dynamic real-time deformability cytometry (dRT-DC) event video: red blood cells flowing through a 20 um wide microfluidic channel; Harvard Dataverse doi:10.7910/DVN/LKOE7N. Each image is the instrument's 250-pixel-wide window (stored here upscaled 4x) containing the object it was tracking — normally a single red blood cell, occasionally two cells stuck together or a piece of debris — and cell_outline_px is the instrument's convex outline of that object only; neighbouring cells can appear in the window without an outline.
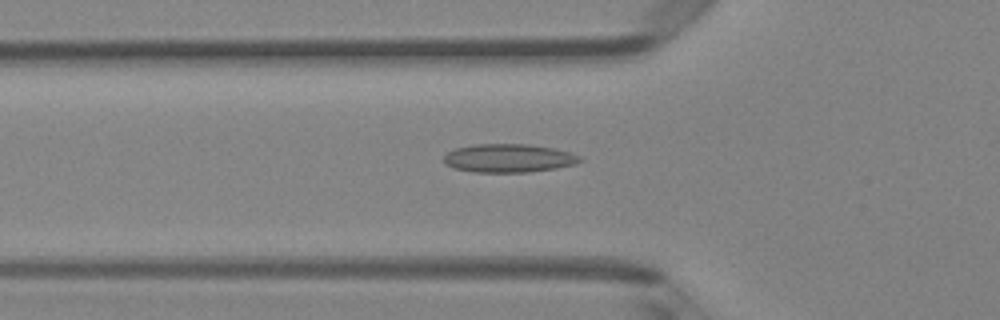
{"species": "Egyptian fruit bat (a non-hibernating species)", "species_latin": "Rousettus aegyptiacus", "temperature_condition": "room temperature", "stored_images_in_passage": 49, "camera_frame_rate_fps": 3000, "um_per_image_px": 0.085, "animal": {"sex": "female"}, "frame": {"image": 1, "passage_image": 17, "time_ms": 5.333, "image_size_px": [1000, 320], "cell_outline_px": [[584, 160], [576, 164], [556, 168], [528, 172], [472, 172], [456, 168], [444, 164], [444, 156], [448, 152], [456, 148], [476, 144], [528, 144], [552, 148], [568, 152], [580, 156]], "centroid_in_image_um": [43.24, 13.45], "position_along_channel_um": 82.6, "area_um2": 22.48}}
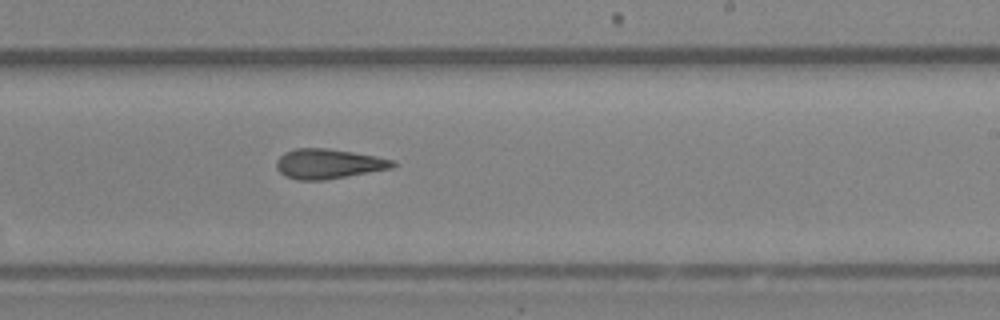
{"frame": {"image": 2, "passage_image": 30, "time_ms": 9.667, "image_size_px": [1000, 320], "cell_outline_px": [[396, 164], [392, 168], [324, 180], [296, 180], [284, 176], [276, 168], [276, 160], [284, 152], [296, 148], [328, 148], [376, 156], [392, 160]], "centroid_in_image_um": [27.86, 13.92], "position_along_channel_um": 261.1, "area_um2": 20.17}}
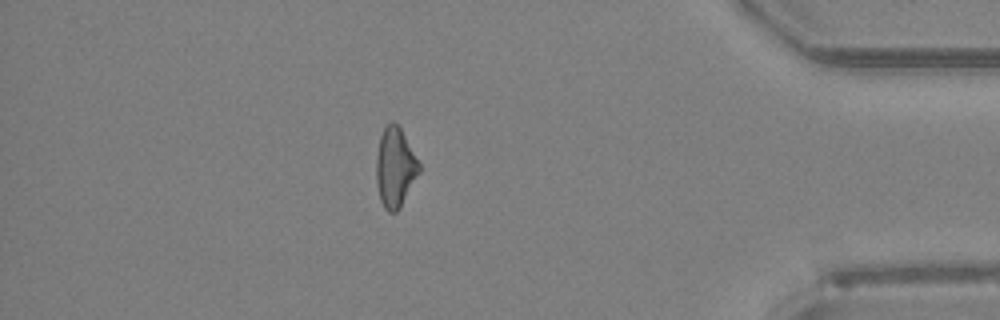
{"frame": {"image": 3, "passage_image": 43, "time_ms": 14.0, "image_size_px": [1000, 320], "cell_outline_px": [[420, 172], [400, 208], [396, 212], [388, 212], [384, 208], [380, 200], [376, 184], [376, 156], [380, 136], [384, 128], [392, 120], [400, 128], [420, 164]], "centroid_in_image_um": [33.57, 14.26], "position_along_channel_um": 401.6, "area_um2": 19.83}, "authors_computed_cell_mechanics": {"area_um2": 20.3456, "velocity_mm_per_s": 4.1271, "shape_relaxation_time_tau1_ms": null, "shape_relaxation_time_tau2_ms": 1.9023, "deformation_change_tau1": null, "deformation_change_tau2": 0.1017}}